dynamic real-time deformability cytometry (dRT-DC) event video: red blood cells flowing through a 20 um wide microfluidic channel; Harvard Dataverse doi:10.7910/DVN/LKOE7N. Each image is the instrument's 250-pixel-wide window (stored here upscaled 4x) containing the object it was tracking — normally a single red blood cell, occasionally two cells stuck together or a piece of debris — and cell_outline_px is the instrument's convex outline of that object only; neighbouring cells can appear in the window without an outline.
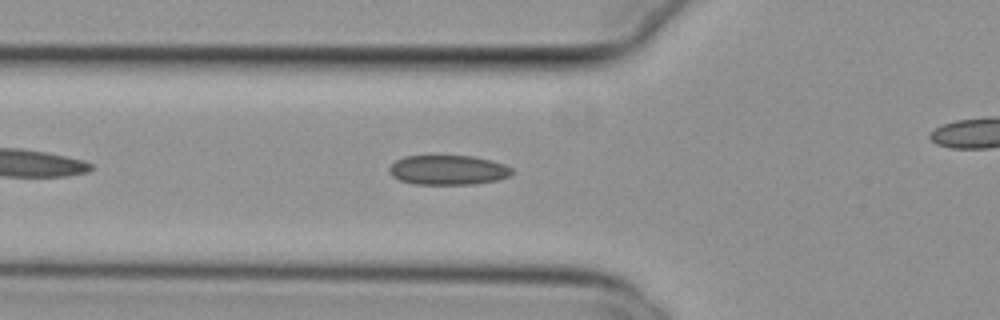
{"species": "common noctule bat (a hibernating species)", "species_latin": "Nyctalus noctula", "temperature_condition": "cold", "stored_images_in_passage": 34, "camera_frame_rate_fps": 3000, "um_per_image_px": 0.085, "animal": {"sex": "female", "body_mass_g": 29.2, "forearm_length_mm": 56.3}, "frame": {"image": 1, "passage_image": 6, "time_ms": 1.667, "image_size_px": [1000, 320], "cell_outline_px": [[512, 172], [508, 176], [496, 180], [476, 184], [416, 184], [400, 180], [392, 176], [388, 172], [388, 168], [396, 160], [404, 156], [472, 156], [504, 164], [512, 168]], "centroid_in_image_um": [38.05, 14.45], "position_along_channel_um": 87.8, "area_um2": 21.04}}
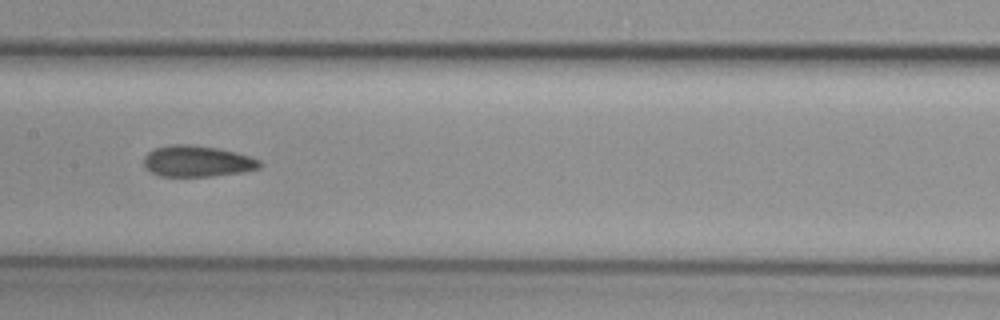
{"frame": {"image": 2, "passage_image": 14, "time_ms": 4.333, "image_size_px": [1000, 320], "cell_outline_px": [[264, 164], [260, 168], [244, 172], [212, 176], [160, 176], [152, 172], [144, 164], [144, 156], [148, 152], [156, 148], [172, 144], [188, 144], [216, 148], [236, 152], [260, 160]], "centroid_in_image_um": [16.8, 13.71], "position_along_channel_um": 190.6, "area_um2": 20.98}}
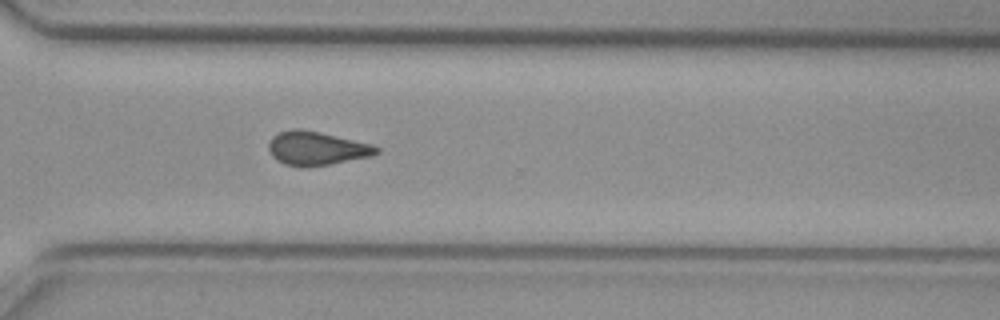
{"frame": {"image": 3, "passage_image": 26, "time_ms": 8.333, "image_size_px": [1000, 320], "cell_outline_px": [[380, 152], [372, 156], [328, 164], [304, 168], [300, 168], [284, 164], [276, 160], [272, 156], [268, 148], [268, 144], [272, 136], [280, 132], [292, 128], [296, 128], [320, 132], [372, 144], [380, 148]], "centroid_in_image_um": [26.89, 12.62], "position_along_channel_um": 343.7, "area_um2": 21.33}, "authors_computed_cell_mechanics": {"area_um2": 21.1259, "velocity_mm_per_s": 3.8309, "shape_relaxation_time_tau1_ms": null, "shape_relaxation_time_tau2_ms": 3.2983, "deformation_change_tau1": null, "deformation_change_tau2": 0.102}}